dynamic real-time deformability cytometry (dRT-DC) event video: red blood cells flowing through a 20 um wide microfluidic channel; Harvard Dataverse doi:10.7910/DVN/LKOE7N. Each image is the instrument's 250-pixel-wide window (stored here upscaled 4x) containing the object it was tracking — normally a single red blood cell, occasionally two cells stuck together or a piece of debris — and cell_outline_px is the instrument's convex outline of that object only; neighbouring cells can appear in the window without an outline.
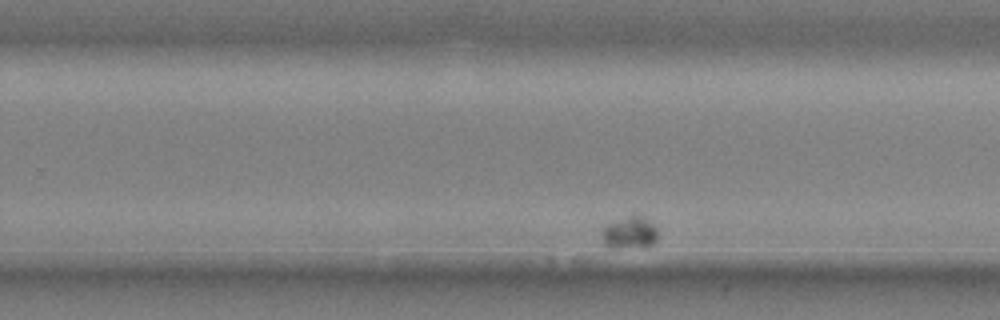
{"species": "common noctule bat (a hibernating species)", "species_latin": "Nyctalus noctula", "temperature_condition": "cold", "stored_images_in_passage": 66, "camera_frame_rate_fps": 3000, "um_per_image_px": 0.085, "animal": {"sex": "male", "body_mass_g": 20.4}, "frame": {"image": 1, "passage_image": 49, "time_ms": 16.0, "image_size_px": [1000, 320], "cell_outline_px": [[656, 244], [652, 248], [608, 248], [604, 244], [604, 228], [608, 224], [628, 216], [640, 216], [648, 220], [656, 228]], "centroid_in_image_um": [53.58, 19.85], "position_along_channel_um": 276.2, "area_um2": 10.46}}
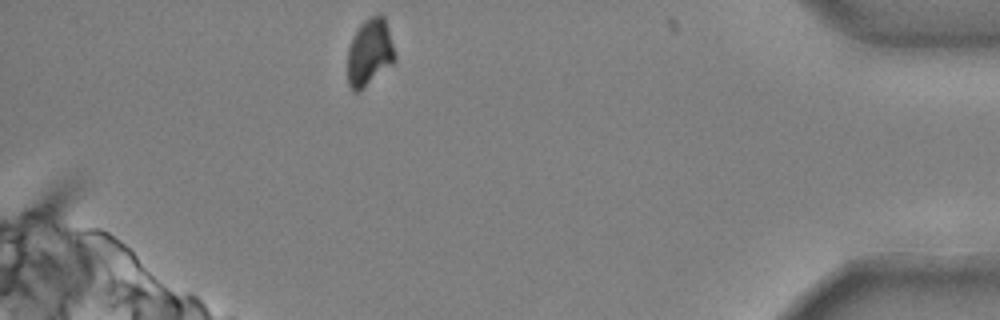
{"frame": {"image": 2, "passage_image": 66, "time_ms": 21.667, "image_size_px": [1000, 320], "cell_outline_px": [[396, 60], [392, 64], [364, 88], [356, 92], [352, 92], [348, 84], [348, 48], [352, 36], [360, 24], [368, 16], [380, 12], [384, 16], [388, 28], [396, 56]], "centroid_in_image_um": [31.41, 4.42], "position_along_channel_um": 403.8, "area_um2": 18.79}}